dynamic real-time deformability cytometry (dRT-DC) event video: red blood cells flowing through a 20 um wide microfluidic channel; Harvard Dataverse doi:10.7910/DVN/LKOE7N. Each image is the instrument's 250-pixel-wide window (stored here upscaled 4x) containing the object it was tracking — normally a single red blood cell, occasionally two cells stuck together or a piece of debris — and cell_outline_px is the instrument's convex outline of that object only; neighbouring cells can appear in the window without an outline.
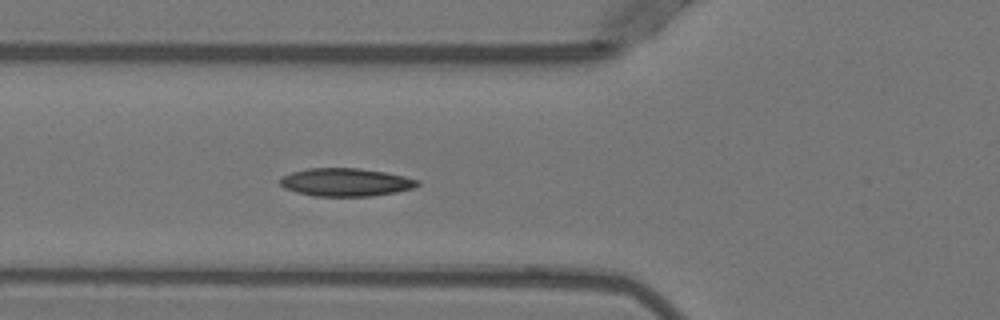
{"species": "Egyptian fruit bat (a non-hibernating species)", "species_latin": "Rousettus aegyptiacus", "temperature_condition": "warm", "stored_images_in_passage": 15, "camera_frame_rate_fps": 3000, "um_per_image_px": 0.085, "animal": {"sex": "female"}, "frame": {"image": 1, "passage_image": 11, "time_ms": 3.333, "image_size_px": [1000, 320], "cell_outline_px": [[420, 184], [416, 188], [396, 192], [372, 196], [312, 196], [296, 192], [284, 188], [280, 184], [280, 176], [292, 172], [308, 168], [360, 168], [384, 172], [404, 176], [420, 180]], "centroid_in_image_um": [29.4, 15.49], "position_along_channel_um": 96.4, "area_um2": 22.66}}
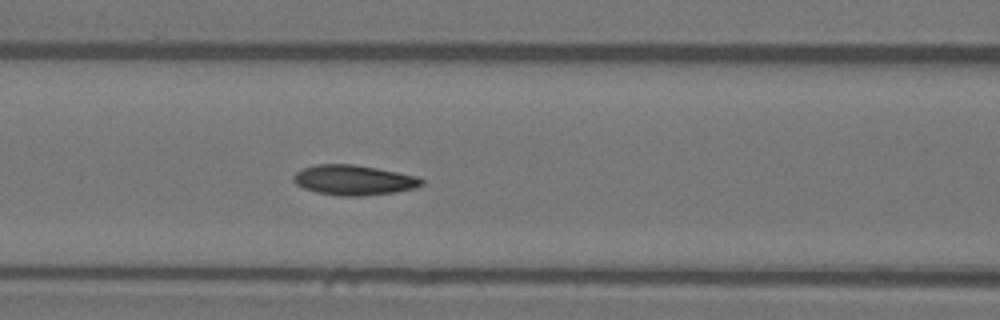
{"frame": {"image": 2, "passage_image": 14, "time_ms": 4.333, "image_size_px": [1000, 320], "cell_outline_px": [[424, 184], [416, 188], [396, 192], [360, 196], [340, 196], [316, 192], [304, 188], [296, 184], [292, 180], [292, 176], [300, 168], [316, 164], [352, 164], [376, 168], [420, 176], [424, 180]], "centroid_in_image_um": [30.08, 15.3], "position_along_channel_um": 136.5, "area_um2": 22.72}}